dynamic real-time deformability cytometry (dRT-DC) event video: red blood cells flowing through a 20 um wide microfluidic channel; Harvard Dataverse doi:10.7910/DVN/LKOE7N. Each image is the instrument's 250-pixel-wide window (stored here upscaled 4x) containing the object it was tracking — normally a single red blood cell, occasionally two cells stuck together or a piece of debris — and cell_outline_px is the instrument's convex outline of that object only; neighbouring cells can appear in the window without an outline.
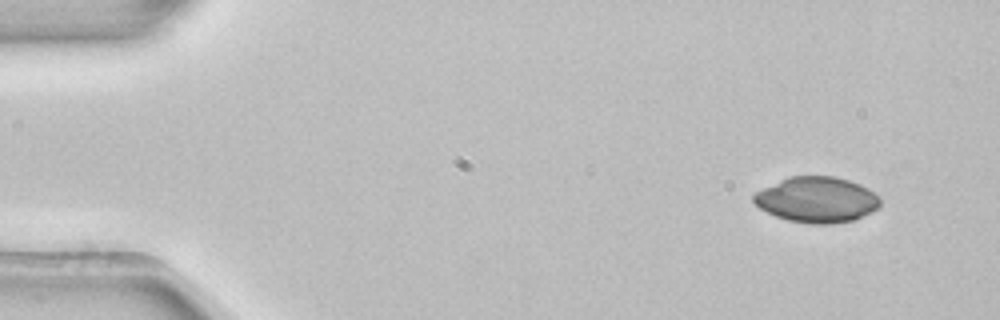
{"species": "common noctule bat (a hibernating species)", "species_latin": "Nyctalus noctula", "temperature_condition": "room temperature", "stored_images_in_passage": 2, "camera_frame_rate_fps": 3000, "um_per_image_px": 0.085, "animal": {"sex": "female", "body_mass_g": 22.7, "forearm_length_mm": 54.2}, "frame": {"image": 1, "passage_image": 1, "time_ms": 0.0, "image_size_px": [1000, 320], "cell_outline_px": [[880, 208], [852, 220], [832, 224], [812, 224], [788, 220], [776, 216], [760, 208], [752, 200], [752, 196], [756, 192], [788, 176], [836, 176], [860, 184], [868, 188], [880, 196]], "centroid_in_image_um": [69.45, 16.97], "position_along_channel_um": 15.5, "area_um2": 33.64}}